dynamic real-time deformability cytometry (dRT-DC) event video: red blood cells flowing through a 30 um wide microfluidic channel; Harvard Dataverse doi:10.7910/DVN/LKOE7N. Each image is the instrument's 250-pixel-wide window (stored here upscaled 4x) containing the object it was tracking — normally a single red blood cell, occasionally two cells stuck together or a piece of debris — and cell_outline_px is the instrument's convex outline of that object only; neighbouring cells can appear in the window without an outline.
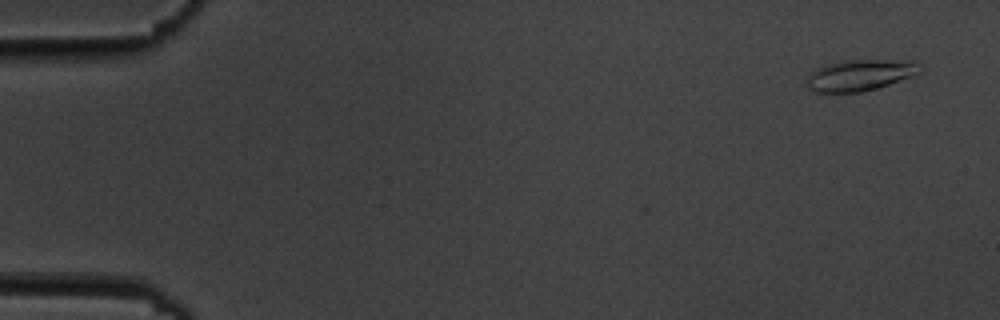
{"species": "common noctule bat (a hibernating species)", "species_latin": "Nyctalus noctula", "temperature_condition": "cold", "stored_images_in_passage": 3, "camera_frame_rate_fps": 3000, "um_per_image_px": 0.085, "animal": {"sex": "male", "body_mass_g": 19.5, "forearm_length_mm": 54.6}, "frame": {"image": 1, "passage_image": 1, "time_ms": 0.0, "image_size_px": [1000, 320], "cell_outline_px": [[920, 72], [912, 76], [876, 88], [860, 92], [812, 92], [804, 84], [808, 76], [812, 72], [828, 64], [848, 60], [912, 60], [920, 68]], "centroid_in_image_um": [73.06, 6.39], "position_along_channel_um": 11.9, "area_um2": 20.29}}